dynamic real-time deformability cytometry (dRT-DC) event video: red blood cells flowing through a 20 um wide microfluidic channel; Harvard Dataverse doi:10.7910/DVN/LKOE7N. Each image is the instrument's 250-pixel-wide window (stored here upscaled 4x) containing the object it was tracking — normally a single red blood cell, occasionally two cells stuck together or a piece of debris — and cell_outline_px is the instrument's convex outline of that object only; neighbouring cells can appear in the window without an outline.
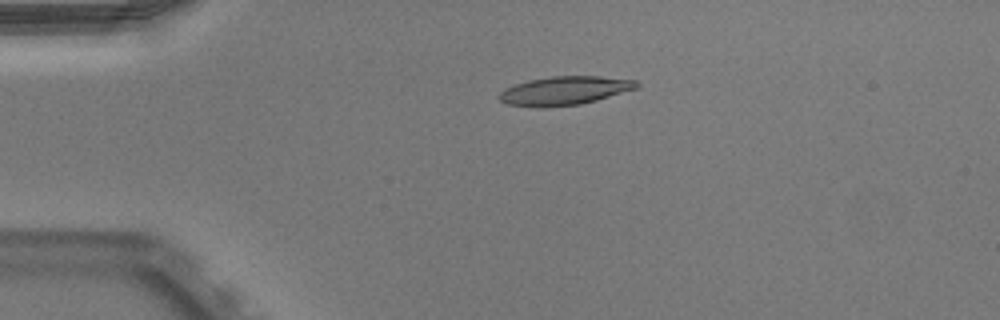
{"species": "Egyptian fruit bat (a non-hibernating species)", "species_latin": "Rousettus aegyptiacus", "temperature_condition": "warm", "stored_images_in_passage": 40, "camera_frame_rate_fps": 3000, "um_per_image_px": 0.085, "animal": {"sex": "male"}, "frame": {"image": 1, "passage_image": 1, "time_ms": 0.0, "image_size_px": [1000, 320], "cell_outline_px": [[640, 84], [636, 88], [596, 100], [580, 104], [540, 108], [508, 104], [500, 100], [496, 96], [504, 88], [528, 80], [552, 76], [600, 76], [636, 80]], "centroid_in_image_um": [47.94, 7.7], "position_along_channel_um": 37.1, "area_um2": 22.89}}
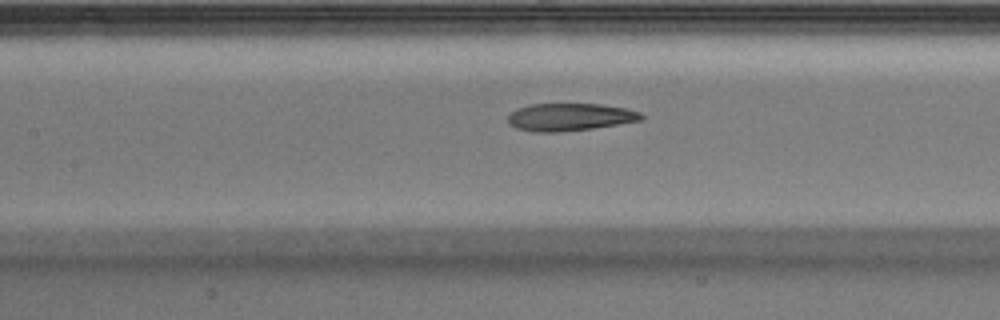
{"frame": {"image": 2, "passage_image": 13, "time_ms": 4.0, "image_size_px": [1000, 320], "cell_outline_px": [[644, 120], [592, 128], [560, 132], [536, 132], [516, 128], [508, 124], [508, 112], [516, 108], [532, 104], [600, 104], [624, 108], [640, 112], [644, 116]], "centroid_in_image_um": [48.4, 9.95], "position_along_channel_um": 159.0, "area_um2": 21.5}}
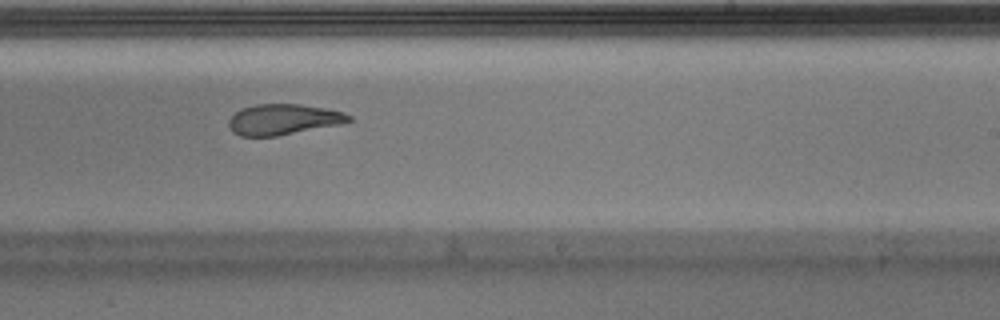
{"frame": {"image": 3, "passage_image": 21, "time_ms": 6.667, "image_size_px": [1000, 320], "cell_outline_px": [[352, 120], [340, 124], [276, 136], [240, 136], [232, 132], [228, 124], [228, 120], [240, 108], [256, 104], [300, 104], [324, 108], [344, 112], [352, 116]], "centroid_in_image_um": [24.06, 10.15], "position_along_channel_um": 264.9, "area_um2": 21.44}, "authors_computed_cell_mechanics": {"area_um2": 23.2067, "velocity_mm_per_s": 3.9784, "shape_relaxation_time_tau1_ms": null, "shape_relaxation_time_tau2_ms": 2.146, "deformation_change_tau1": null, "deformation_change_tau2": 0.1064}}